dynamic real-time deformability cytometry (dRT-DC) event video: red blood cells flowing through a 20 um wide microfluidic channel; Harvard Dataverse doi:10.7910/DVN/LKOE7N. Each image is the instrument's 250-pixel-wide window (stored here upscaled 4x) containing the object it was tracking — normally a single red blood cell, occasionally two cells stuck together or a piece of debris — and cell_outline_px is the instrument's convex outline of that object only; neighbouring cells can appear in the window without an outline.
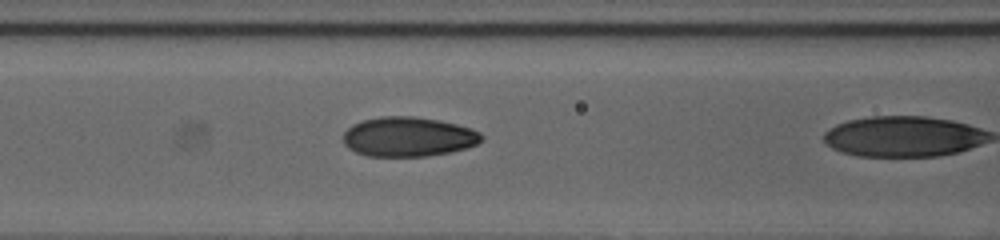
{"species": "human", "species_latin": "Homo sapiens", "temperature_condition": "cold", "stored_images_in_passage": 23, "camera_frame_rate_fps": 3000, "um_per_image_px": 0.085, "donor": {"sex": "female"}, "frame": {"image": 1, "passage_image": 22, "time_ms": 7.0, "image_size_px": [1000, 240], "cell_outline_px": [[484, 140], [468, 148], [452, 152], [428, 156], [368, 156], [356, 152], [348, 148], [344, 144], [344, 132], [352, 124], [364, 120], [380, 116], [412, 116], [440, 120], [472, 128], [480, 132], [484, 136]], "centroid_in_image_um": [34.74, 11.63], "position_along_channel_um": 131.9, "area_um2": 32.19}}